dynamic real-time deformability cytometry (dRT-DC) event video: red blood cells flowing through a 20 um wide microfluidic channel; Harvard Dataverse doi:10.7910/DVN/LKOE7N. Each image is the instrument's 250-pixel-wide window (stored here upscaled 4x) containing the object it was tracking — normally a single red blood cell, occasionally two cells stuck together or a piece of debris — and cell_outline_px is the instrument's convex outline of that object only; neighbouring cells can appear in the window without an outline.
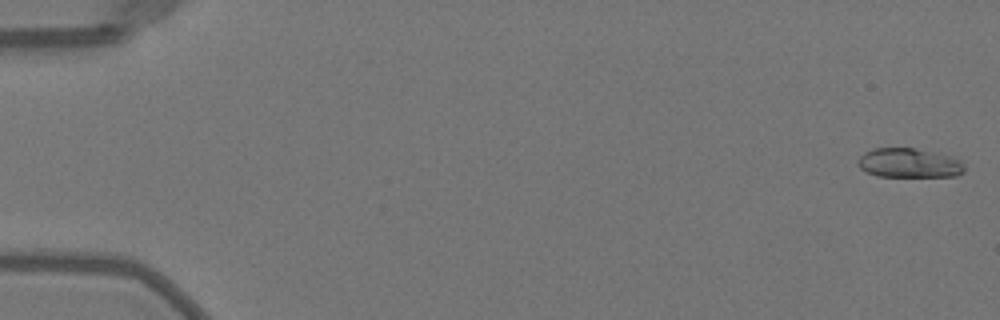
{"species": "Egyptian fruit bat (a non-hibernating species)", "species_latin": "Rousettus aegyptiacus", "temperature_condition": "warm", "stored_images_in_passage": 11, "camera_frame_rate_fps": 3000, "um_per_image_px": 0.085, "animal": {"sex": "female"}, "frame": {"image": 1, "passage_image": 1, "time_ms": 0.0, "image_size_px": [1000, 320], "cell_outline_px": [[964, 172], [956, 176], [876, 176], [860, 168], [860, 156], [864, 152], [872, 148], [916, 148], [952, 156], [964, 164]], "centroid_in_image_um": [77.3, 13.85], "position_along_channel_um": 7.7, "area_um2": 18.09}}